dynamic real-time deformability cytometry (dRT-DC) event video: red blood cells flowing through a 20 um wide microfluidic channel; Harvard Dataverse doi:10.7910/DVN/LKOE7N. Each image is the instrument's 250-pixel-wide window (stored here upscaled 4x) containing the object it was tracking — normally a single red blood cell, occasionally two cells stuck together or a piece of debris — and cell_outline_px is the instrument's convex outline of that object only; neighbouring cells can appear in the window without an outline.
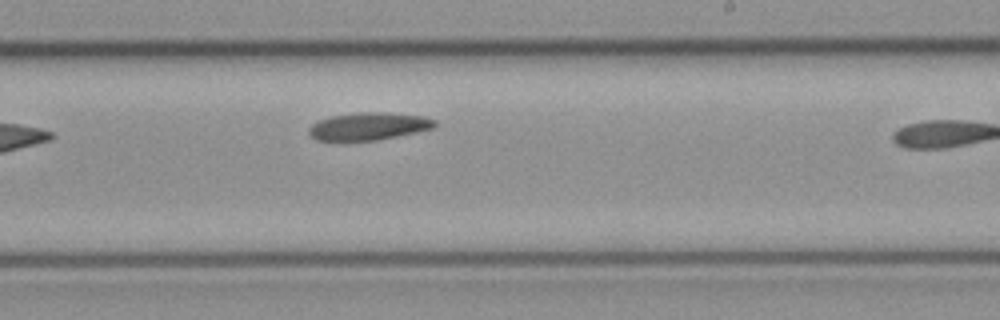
{"species": "common noctule bat (a hibernating species)", "species_latin": "Nyctalus noctula", "temperature_condition": "cold", "stored_images_in_passage": 9, "camera_frame_rate_fps": 3000, "um_per_image_px": 0.085, "animal": {"sex": "female", "body_mass_g": 21.9}, "frame": {"image": 1, "passage_image": 9, "time_ms": 2.667, "image_size_px": [1000, 320], "cell_outline_px": [[436, 128], [376, 140], [344, 144], [340, 144], [316, 140], [308, 132], [308, 128], [312, 124], [320, 120], [332, 116], [356, 112], [384, 112], [420, 116], [436, 120]], "centroid_in_image_um": [31.25, 10.78], "position_along_channel_um": 257.7, "area_um2": 20.92}}